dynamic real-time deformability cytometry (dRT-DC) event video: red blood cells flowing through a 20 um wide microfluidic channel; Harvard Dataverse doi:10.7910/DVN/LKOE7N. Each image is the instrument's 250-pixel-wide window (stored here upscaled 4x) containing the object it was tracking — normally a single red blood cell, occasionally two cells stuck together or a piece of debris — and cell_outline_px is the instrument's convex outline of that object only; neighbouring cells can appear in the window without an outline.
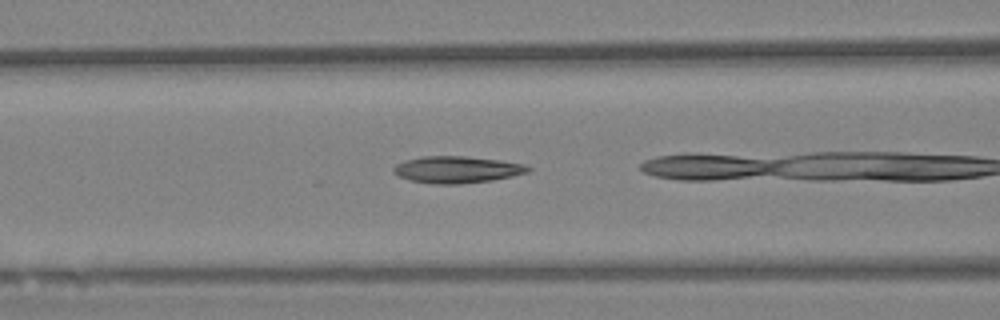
{"species": "Egyptian fruit bat (a non-hibernating species)", "species_latin": "Rousettus aegyptiacus", "temperature_condition": "warm", "stored_images_in_passage": 22, "camera_frame_rate_fps": 3000, "um_per_image_px": 0.085, "animal": {"sex": "female"}, "frame": {"image": 1, "passage_image": 4, "time_ms": 1.0, "image_size_px": [1000, 320], "cell_outline_px": [[532, 168], [528, 172], [512, 176], [492, 180], [460, 184], [432, 184], [408, 180], [392, 172], [392, 168], [396, 164], [404, 160], [424, 156], [468, 156], [500, 160], [524, 164]], "centroid_in_image_um": [38.81, 14.41], "position_along_channel_um": 127.8, "area_um2": 21.15}}
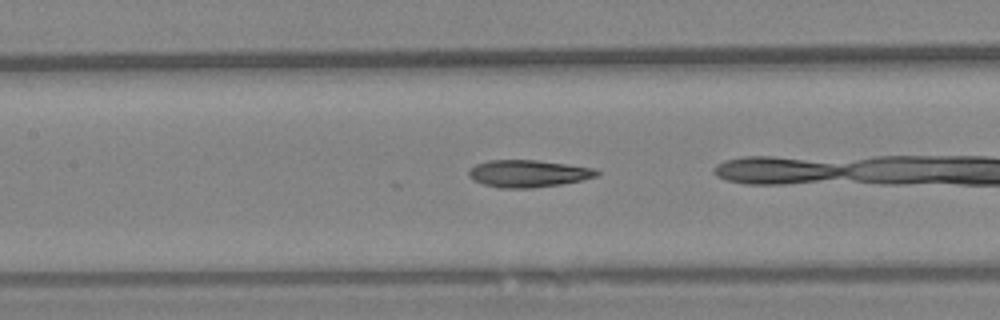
{"frame": {"image": 2, "passage_image": 7, "time_ms": 2.0, "image_size_px": [1000, 320], "cell_outline_px": [[600, 172], [596, 176], [580, 180], [560, 184], [532, 188], [500, 188], [484, 184], [472, 180], [468, 176], [468, 168], [476, 164], [488, 160], [536, 160], [596, 168]], "centroid_in_image_um": [44.85, 14.75], "position_along_channel_um": 162.6, "area_um2": 20.29}}
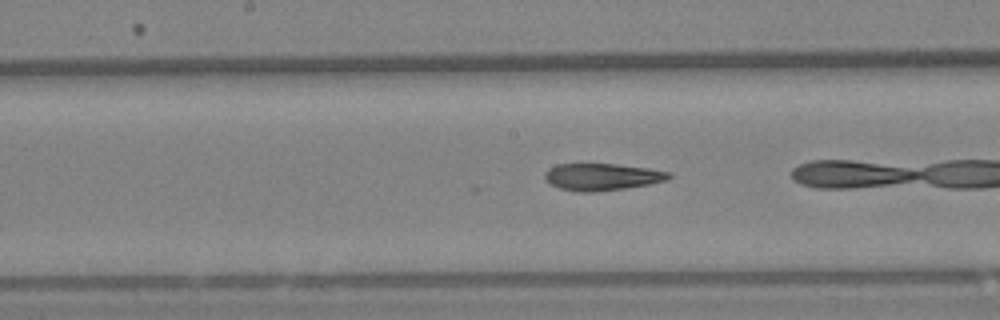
{"frame": {"image": 3, "passage_image": 10, "time_ms": 3.0, "image_size_px": [1000, 320], "cell_outline_px": [[672, 176], [668, 180], [648, 184], [624, 188], [592, 192], [576, 192], [560, 188], [544, 180], [544, 172], [548, 168], [556, 164], [616, 164], [648, 168], [672, 172]], "centroid_in_image_um": [51.16, 15.02], "position_along_channel_um": 197.0, "area_um2": 19.59}}